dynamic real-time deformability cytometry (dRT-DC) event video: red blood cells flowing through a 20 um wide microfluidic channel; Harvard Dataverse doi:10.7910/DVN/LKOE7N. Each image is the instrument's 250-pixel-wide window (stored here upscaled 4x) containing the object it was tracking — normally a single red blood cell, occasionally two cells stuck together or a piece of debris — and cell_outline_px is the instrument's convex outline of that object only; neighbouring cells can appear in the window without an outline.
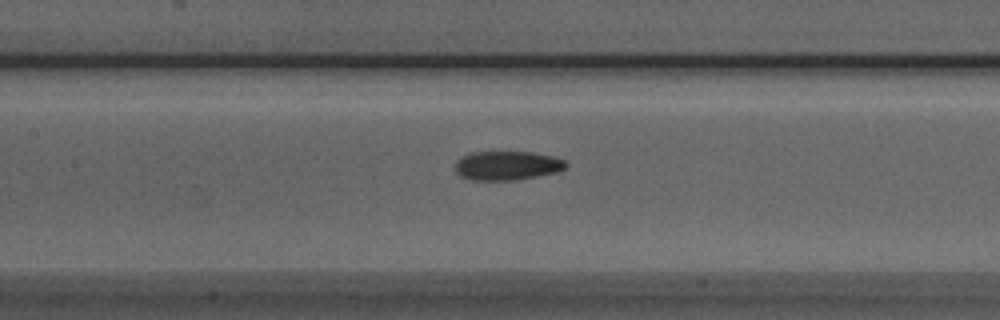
{"species": "Egyptian fruit bat (a non-hibernating species)", "species_latin": "Rousettus aegyptiacus", "temperature_condition": "room temperature", "stored_images_in_passage": 29, "camera_frame_rate_fps": 3000, "um_per_image_px": 0.085, "animal": {"sex": "male"}, "frame": {"image": 1, "passage_image": 10, "time_ms": 3.0, "image_size_px": [1000, 320], "cell_outline_px": [[568, 164], [564, 168], [556, 172], [536, 176], [512, 180], [472, 180], [460, 176], [456, 172], [456, 160], [460, 156], [472, 152], [532, 152], [552, 156], [564, 160]], "centroid_in_image_um": [43.07, 14.06], "position_along_channel_um": 164.3, "area_um2": 18.67}}
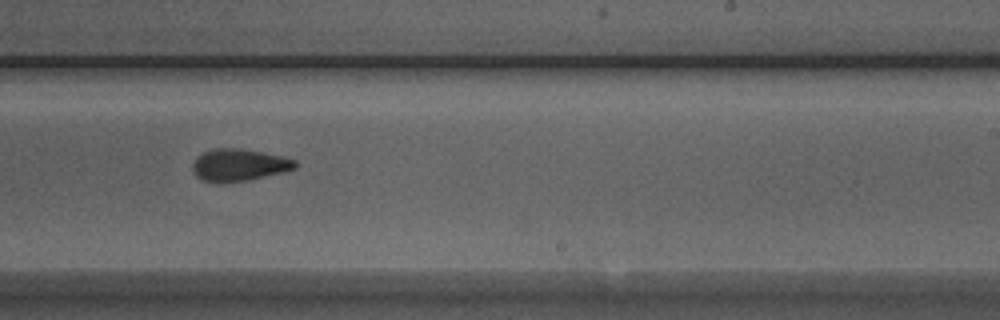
{"frame": {"image": 2, "passage_image": 18, "time_ms": 5.667, "image_size_px": [1000, 320], "cell_outline_px": [[296, 168], [288, 172], [248, 180], [200, 180], [192, 172], [192, 164], [196, 156], [212, 148], [236, 148], [284, 156], [296, 160]], "centroid_in_image_um": [20.35, 14.0], "position_along_channel_um": 268.7, "area_um2": 19.02}}
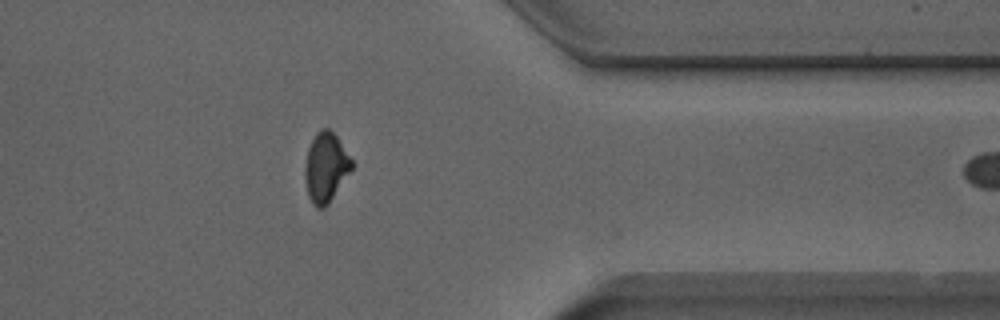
{"frame": {"image": 3, "passage_image": 28, "time_ms": 9.0, "image_size_px": [1000, 320], "cell_outline_px": [[352, 168], [328, 204], [324, 208], [316, 208], [312, 204], [308, 196], [304, 176], [304, 168], [308, 148], [316, 132], [320, 128], [328, 128], [336, 136], [352, 160]], "centroid_in_image_um": [27.66, 14.23], "position_along_channel_um": 383.7, "area_um2": 18.79}}